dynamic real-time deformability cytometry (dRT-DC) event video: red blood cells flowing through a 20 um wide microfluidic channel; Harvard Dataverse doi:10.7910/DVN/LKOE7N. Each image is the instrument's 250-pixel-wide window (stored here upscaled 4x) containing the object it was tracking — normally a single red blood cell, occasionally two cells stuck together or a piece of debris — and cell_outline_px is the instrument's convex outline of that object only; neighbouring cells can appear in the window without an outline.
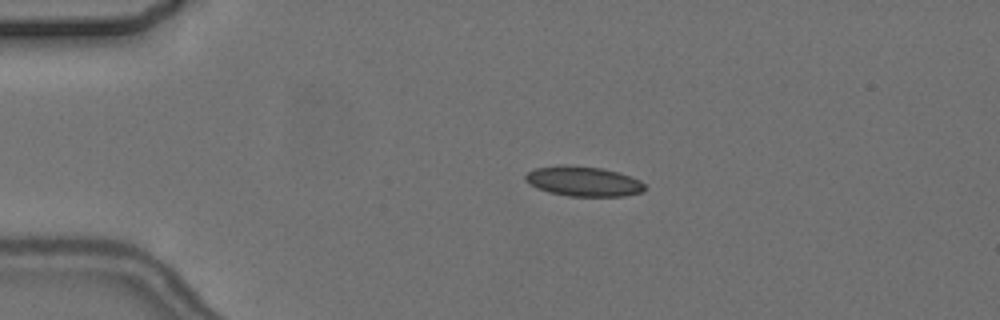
{"species": "common noctule bat (a hibernating species)", "species_latin": "Nyctalus noctula", "temperature_condition": "cold", "stored_images_in_passage": 3, "camera_frame_rate_fps": 3000, "um_per_image_px": 0.085, "animal": {"sex": "female", "body_mass_g": 24.6, "forearm_length_mm": 56.2}, "frame": {"image": 1, "passage_image": 1, "time_ms": 0.0, "image_size_px": [1000, 320], "cell_outline_px": [[644, 192], [624, 196], [568, 196], [548, 192], [524, 180], [524, 176], [528, 172], [536, 168], [556, 164], [564, 164], [600, 168], [620, 172], [632, 176], [640, 180], [644, 184]], "centroid_in_image_um": [49.61, 15.4], "position_along_channel_um": 35.4, "area_um2": 20.92}}